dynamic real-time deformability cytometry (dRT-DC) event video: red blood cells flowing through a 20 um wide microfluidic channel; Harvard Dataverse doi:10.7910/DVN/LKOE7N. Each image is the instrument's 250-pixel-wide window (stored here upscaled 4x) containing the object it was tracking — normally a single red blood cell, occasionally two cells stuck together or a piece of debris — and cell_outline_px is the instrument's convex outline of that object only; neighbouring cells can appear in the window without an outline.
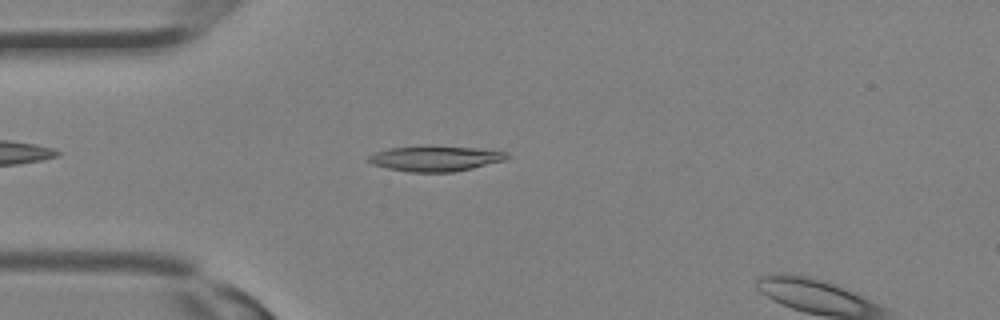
{"species": "Egyptian fruit bat (a non-hibernating species)", "species_latin": "Rousettus aegyptiacus", "temperature_condition": "room temperature", "stored_images_in_passage": 6, "camera_frame_rate_fps": 3000, "um_per_image_px": 0.085, "animal": {"sex": "female"}, "frame": {"image": 1, "passage_image": 4, "time_ms": 1.0, "image_size_px": [1000, 320], "cell_outline_px": [[512, 156], [504, 160], [472, 168], [452, 172], [408, 172], [388, 168], [372, 164], [368, 160], [368, 156], [376, 152], [388, 148], [432, 144], [472, 148], [508, 152]], "centroid_in_image_um": [36.99, 13.45], "position_along_channel_um": 48.0, "area_um2": 20.75}}